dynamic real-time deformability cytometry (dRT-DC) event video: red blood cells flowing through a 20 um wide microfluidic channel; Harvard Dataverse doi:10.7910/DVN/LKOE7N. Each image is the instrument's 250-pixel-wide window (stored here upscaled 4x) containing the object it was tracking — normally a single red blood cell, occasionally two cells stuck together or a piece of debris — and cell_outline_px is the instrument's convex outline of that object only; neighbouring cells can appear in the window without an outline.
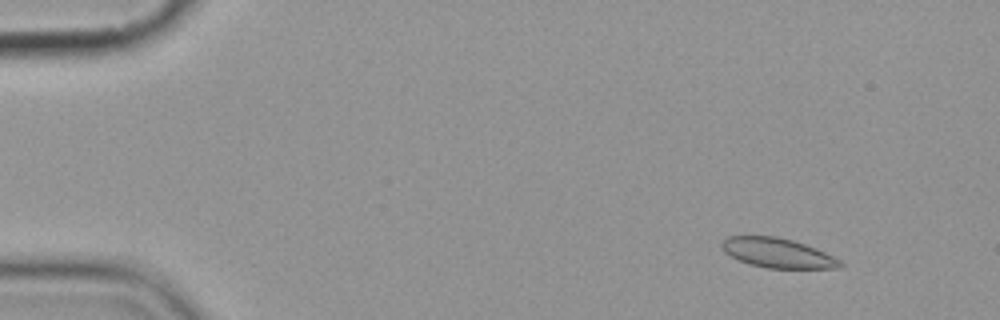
{"species": "common noctule bat (a hibernating species)", "species_latin": "Nyctalus noctula", "temperature_condition": "cold", "stored_images_in_passage": 5, "camera_frame_rate_fps": 3000, "um_per_image_px": 0.085, "animal": {"sex": "female", "body_mass_g": 19.9}, "frame": {"image": 1, "passage_image": 2, "time_ms": 1.333, "image_size_px": [1000, 320], "cell_outline_px": [[844, 264], [840, 268], [768, 268], [752, 264], [740, 260], [724, 252], [720, 244], [728, 236], [776, 236], [792, 240], [804, 244], [824, 252], [840, 260]], "centroid_in_image_um": [66.09, 21.5], "position_along_channel_um": 18.9, "area_um2": 20.11}}